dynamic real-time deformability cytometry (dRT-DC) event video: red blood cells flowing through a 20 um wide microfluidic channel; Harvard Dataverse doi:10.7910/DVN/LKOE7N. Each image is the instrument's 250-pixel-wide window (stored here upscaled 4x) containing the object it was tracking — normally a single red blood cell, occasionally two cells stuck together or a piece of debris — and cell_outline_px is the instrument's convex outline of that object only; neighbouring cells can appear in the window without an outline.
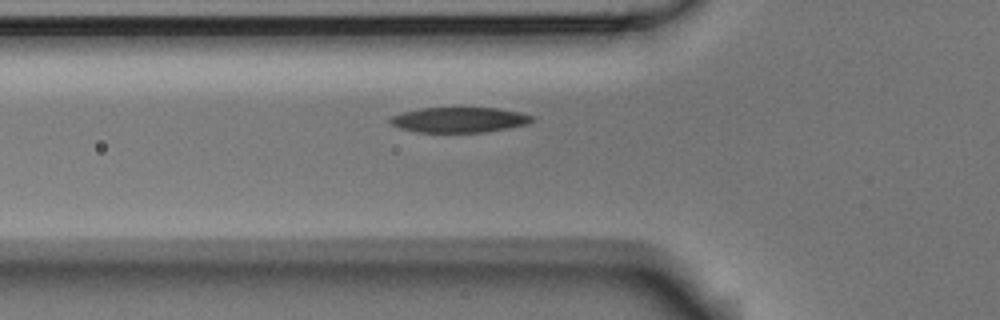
{"species": "Egyptian fruit bat (a non-hibernating species)", "species_latin": "Rousettus aegyptiacus", "temperature_condition": "room temperature", "stored_images_in_passage": 6, "camera_frame_rate_fps": 3000, "um_per_image_px": 0.085, "animal": {"sex": "male"}, "frame": {"image": 1, "passage_image": 6, "time_ms": 1.667, "image_size_px": [1000, 320], "cell_outline_px": [[536, 120], [528, 124], [508, 128], [484, 132], [416, 132], [400, 128], [392, 124], [388, 120], [392, 116], [400, 112], [420, 108], [496, 108], [520, 112], [536, 116]], "centroid_in_image_um": [39.07, 10.18], "position_along_channel_um": 86.7, "area_um2": 21.04}}